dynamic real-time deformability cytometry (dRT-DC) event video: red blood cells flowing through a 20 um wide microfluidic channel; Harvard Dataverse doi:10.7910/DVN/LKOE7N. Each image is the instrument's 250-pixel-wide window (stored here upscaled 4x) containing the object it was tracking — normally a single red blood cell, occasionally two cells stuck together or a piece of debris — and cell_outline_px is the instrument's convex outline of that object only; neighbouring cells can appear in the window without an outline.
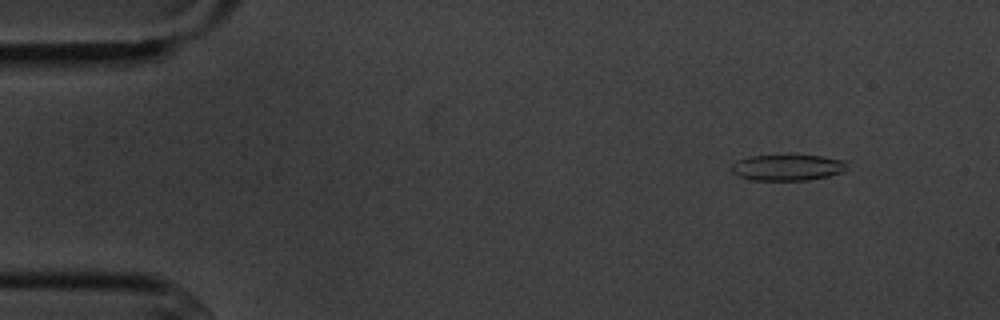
{"species": "common noctule bat (a hibernating species)", "species_latin": "Nyctalus noctula", "temperature_condition": "cold", "stored_images_in_passage": 6, "camera_frame_rate_fps": 3000, "um_per_image_px": 0.085, "animal": {"sex": "male", "body_mass_g": 20.1, "forearm_length_mm": 53.5}, "frame": {"image": 1, "passage_image": 2, "time_ms": 1.0, "image_size_px": [1000, 320], "cell_outline_px": [[848, 168], [840, 172], [828, 176], [808, 180], [752, 180], [740, 176], [732, 172], [732, 164], [736, 160], [748, 156], [820, 156], [848, 160]], "centroid_in_image_um": [66.96, 14.24], "position_along_channel_um": 18.0, "area_um2": 17.46}}
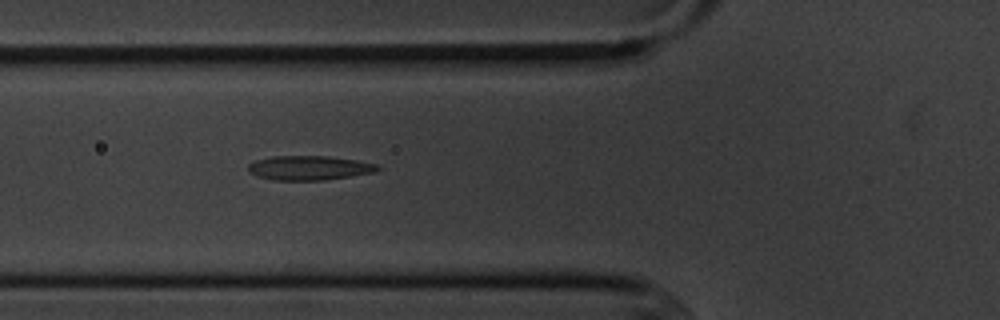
{"frame": {"image": 2, "passage_image": 6, "time_ms": 5.667, "image_size_px": [1000, 320], "cell_outline_px": [[380, 168], [372, 172], [352, 176], [324, 180], [276, 180], [256, 176], [248, 172], [248, 164], [252, 160], [272, 156], [328, 156], [356, 160], [376, 164]], "centroid_in_image_um": [26.21, 14.26], "position_along_channel_um": 99.6, "area_um2": 18.38}}